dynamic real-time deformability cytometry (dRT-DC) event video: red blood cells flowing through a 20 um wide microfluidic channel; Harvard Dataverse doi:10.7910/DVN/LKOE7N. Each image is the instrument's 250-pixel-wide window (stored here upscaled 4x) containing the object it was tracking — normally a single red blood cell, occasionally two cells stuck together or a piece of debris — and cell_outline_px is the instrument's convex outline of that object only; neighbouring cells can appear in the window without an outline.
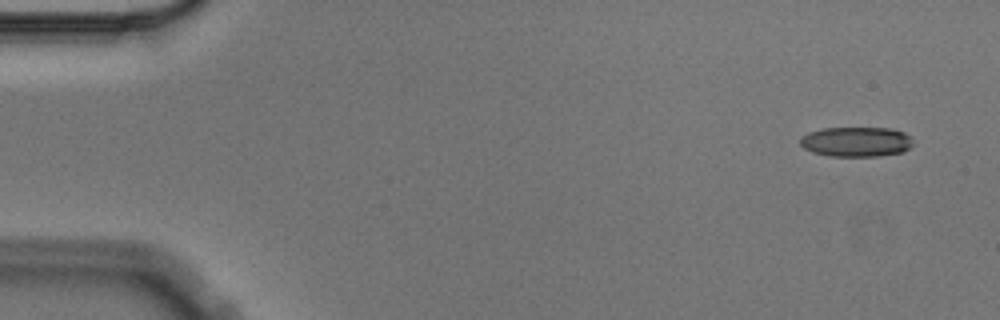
{"species": "Egyptian fruit bat (a non-hibernating species)", "species_latin": "Rousettus aegyptiacus", "temperature_condition": "cold", "stored_images_in_passage": 5, "camera_frame_rate_fps": 3000, "um_per_image_px": 0.085, "animal": {"sex": "male"}, "frame": {"image": 1, "passage_image": 1, "time_ms": 0.0, "image_size_px": [1000, 320], "cell_outline_px": [[912, 148], [904, 152], [876, 156], [828, 156], [812, 152], [804, 148], [800, 144], [800, 136], [808, 132], [824, 128], [892, 128], [904, 132], [912, 136]], "centroid_in_image_um": [72.8, 12.05], "position_along_channel_um": 12.2, "area_um2": 19.94}}